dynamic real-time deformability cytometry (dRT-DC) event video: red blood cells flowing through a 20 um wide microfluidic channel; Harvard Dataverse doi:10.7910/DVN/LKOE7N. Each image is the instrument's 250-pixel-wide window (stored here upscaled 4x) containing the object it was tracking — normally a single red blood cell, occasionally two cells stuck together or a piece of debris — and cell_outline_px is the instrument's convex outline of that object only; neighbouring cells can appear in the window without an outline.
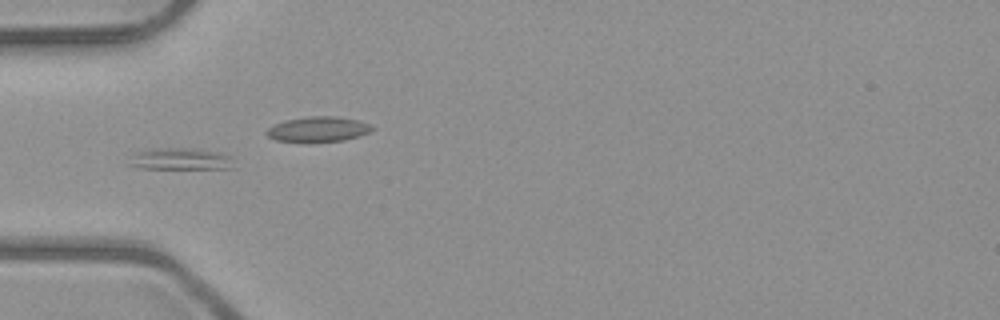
{"species": "common noctule bat (a hibernating species)", "species_latin": "Nyctalus noctula", "temperature_condition": "room temperature", "stored_images_in_passage": 8, "camera_frame_rate_fps": 3000, "um_per_image_px": 0.085, "animal": {"sex": "male", "body_mass_g": 23.1, "forearm_length_mm": 52.7}, "frame": {"image": 1, "passage_image": 3, "time_ms": 2.667, "image_size_px": [1000, 320], "cell_outline_px": [[236, 168], [144, 168], [128, 164], [140, 152], [160, 148], [184, 148], [208, 152], [228, 156]], "centroid_in_image_um": [15.36, 13.54], "position_along_channel_um": 69.6, "area_um2": 12.2}}
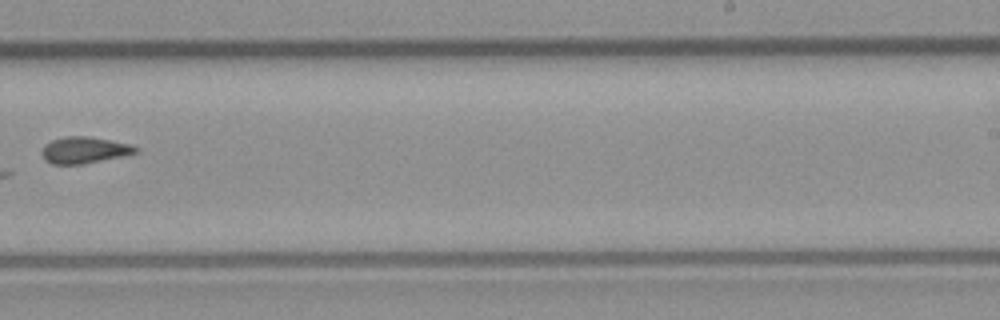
{"frame": {"image": 2, "passage_image": 8, "time_ms": 8.333, "image_size_px": [1000, 320], "cell_outline_px": [[140, 148], [136, 152], [120, 156], [84, 164], [52, 164], [44, 160], [44, 144], [52, 140], [64, 136], [88, 136], [128, 144]], "centroid_in_image_um": [7.14, 12.75], "position_along_channel_um": 281.9, "area_um2": 14.16}}